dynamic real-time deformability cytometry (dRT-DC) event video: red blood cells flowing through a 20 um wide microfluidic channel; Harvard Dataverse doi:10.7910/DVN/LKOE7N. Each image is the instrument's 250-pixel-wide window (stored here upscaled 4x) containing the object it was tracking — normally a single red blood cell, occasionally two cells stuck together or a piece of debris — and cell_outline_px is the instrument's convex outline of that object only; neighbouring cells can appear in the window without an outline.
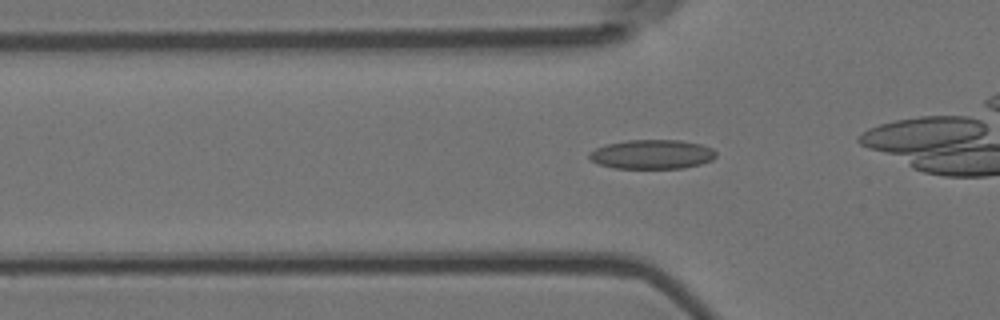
{"species": "Egyptian fruit bat (a non-hibernating species)", "species_latin": "Rousettus aegyptiacus", "temperature_condition": "room temperature", "stored_images_in_passage": 36, "camera_frame_rate_fps": 3000, "um_per_image_px": 0.085, "animal": {"sex": "female"}, "frame": {"image": 1, "passage_image": 11, "time_ms": 3.333, "image_size_px": [1000, 320], "cell_outline_px": [[716, 156], [712, 160], [700, 164], [684, 168], [616, 168], [600, 164], [592, 160], [588, 156], [588, 152], [604, 144], [628, 140], [680, 140], [700, 144], [712, 148], [716, 152]], "centroid_in_image_um": [55.42, 13.11], "position_along_channel_um": 70.4, "area_um2": 21.62}}
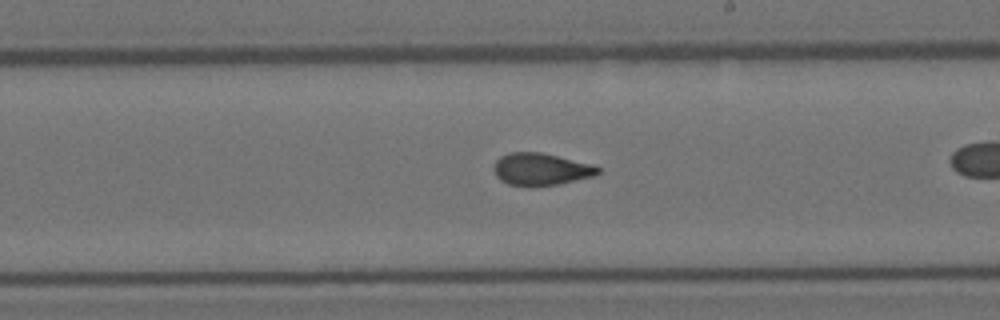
{"frame": {"image": 2, "passage_image": 25, "time_ms": 8.0, "image_size_px": [1000, 320], "cell_outline_px": [[600, 172], [592, 176], [560, 184], [508, 184], [500, 180], [496, 176], [492, 168], [496, 160], [500, 156], [508, 152], [540, 152], [592, 164], [600, 168]], "centroid_in_image_um": [45.95, 14.35], "position_along_channel_um": 243.1, "area_um2": 19.13}}
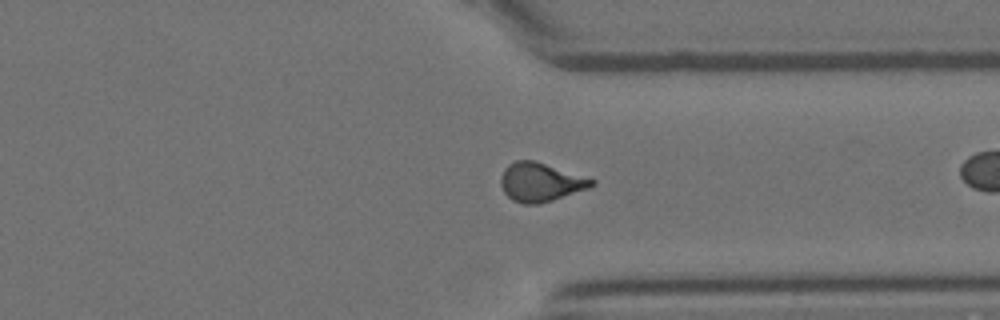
{"frame": {"image": 3, "passage_image": 35, "time_ms": 11.333, "image_size_px": [1000, 320], "cell_outline_px": [[596, 184], [588, 188], [552, 200], [536, 204], [524, 204], [512, 200], [504, 192], [500, 184], [500, 176], [504, 168], [508, 164], [516, 160], [532, 160], [596, 180]], "centroid_in_image_um": [45.9, 15.48], "position_along_channel_um": 365.5, "area_um2": 20.29}}